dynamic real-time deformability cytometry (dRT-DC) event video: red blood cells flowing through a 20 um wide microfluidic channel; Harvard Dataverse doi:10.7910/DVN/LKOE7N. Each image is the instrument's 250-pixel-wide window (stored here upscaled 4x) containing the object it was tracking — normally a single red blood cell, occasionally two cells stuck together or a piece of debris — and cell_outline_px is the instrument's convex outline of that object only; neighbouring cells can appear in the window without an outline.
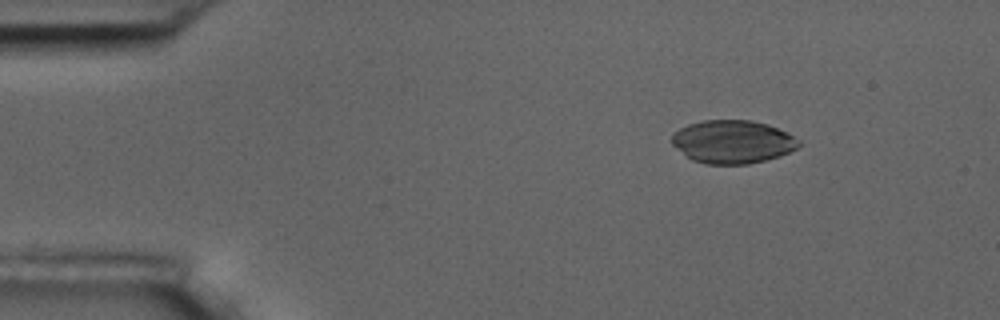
{"species": "common noctule bat (a hibernating species)", "species_latin": "Nyctalus noctula", "temperature_condition": "room temperature", "stored_images_in_passage": 6, "camera_frame_rate_fps": 3000, "um_per_image_px": 0.085, "animal": {"sex": "male", "body_mass_g": 17.5, "forearm_length_mm": 52.3}, "frame": {"image": 1, "passage_image": 1, "time_ms": 0.0, "image_size_px": [1000, 320], "cell_outline_px": [[800, 144], [796, 148], [780, 156], [748, 164], [704, 164], [692, 160], [672, 144], [672, 136], [680, 128], [688, 124], [704, 120], [752, 120], [768, 124], [788, 132], [800, 140]], "centroid_in_image_um": [62.29, 12.04], "position_along_channel_um": 22.7, "area_um2": 31.91}}
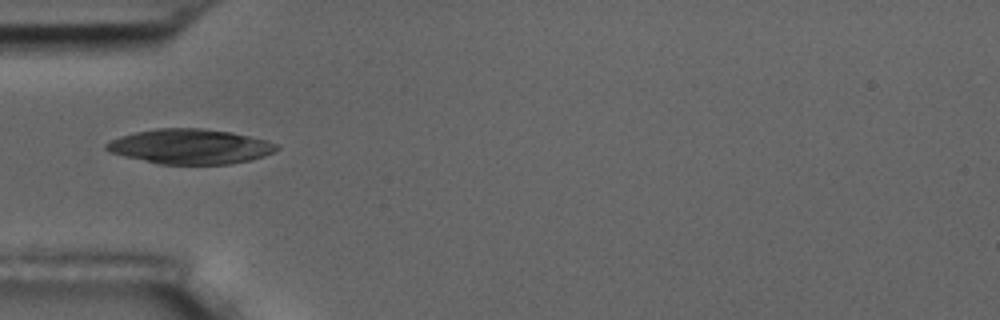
{"frame": {"image": 2, "passage_image": 4, "time_ms": 3.333, "image_size_px": [1000, 320], "cell_outline_px": [[280, 148], [264, 156], [248, 160], [228, 164], [160, 164], [124, 156], [108, 152], [104, 148], [104, 144], [120, 136], [136, 132], [156, 128], [204, 128], [232, 132], [280, 144]], "centroid_in_image_um": [16.15, 12.45], "position_along_channel_um": 68.9, "area_um2": 34.56}}
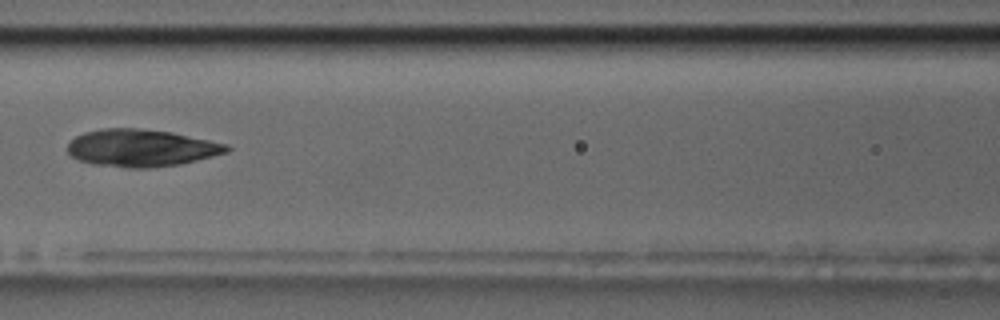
{"frame": {"image": 3, "passage_image": 6, "time_ms": 5.667, "image_size_px": [1000, 320], "cell_outline_px": [[232, 148], [228, 152], [180, 164], [148, 168], [128, 168], [92, 164], [80, 160], [72, 156], [68, 152], [68, 144], [76, 136], [84, 132], [104, 128], [140, 128], [172, 132], [228, 144]], "centroid_in_image_um": [12.02, 12.57], "position_along_channel_um": 154.6, "area_um2": 34.56}}